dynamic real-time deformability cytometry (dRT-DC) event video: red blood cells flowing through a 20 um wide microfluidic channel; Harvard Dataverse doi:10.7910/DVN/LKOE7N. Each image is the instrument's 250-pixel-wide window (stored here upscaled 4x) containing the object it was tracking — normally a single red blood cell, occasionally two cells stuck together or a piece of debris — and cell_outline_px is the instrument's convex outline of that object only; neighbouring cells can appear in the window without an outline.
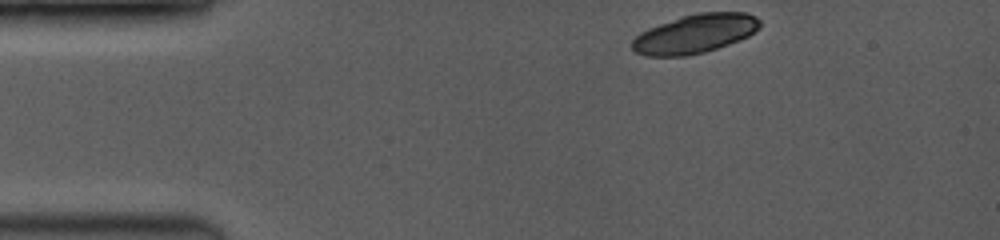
{"species": "common noctule bat (a hibernating species)", "species_latin": "Nyctalus noctula", "temperature_condition": "room temperature", "stored_images_in_passage": 6, "camera_frame_rate_fps": 3500, "um_per_image_px": 0.085, "animal": {"sex": "female", "body_mass_g": 19.0, "forearm_length_mm": 53.3}, "frame": {"image": 1, "passage_image": 1, "time_ms": 0.0, "image_size_px": [1000, 240], "cell_outline_px": [[760, 28], [748, 36], [740, 40], [704, 52], [688, 56], [644, 56], [636, 52], [632, 48], [632, 40], [640, 32], [648, 28], [684, 16], [700, 12], [744, 12], [756, 16], [760, 20]], "centroid_in_image_um": [59.09, 2.87], "position_along_channel_um": 25.9, "area_um2": 28.84}}